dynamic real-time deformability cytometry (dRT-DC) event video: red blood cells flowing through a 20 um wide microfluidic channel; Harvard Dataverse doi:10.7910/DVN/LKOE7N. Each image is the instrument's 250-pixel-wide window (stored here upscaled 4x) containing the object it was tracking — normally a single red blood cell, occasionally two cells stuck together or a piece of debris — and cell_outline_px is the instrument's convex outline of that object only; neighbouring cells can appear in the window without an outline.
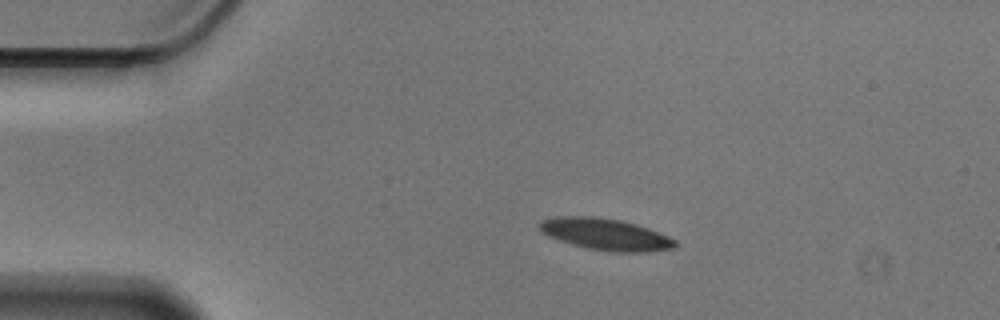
{"species": "Egyptian fruit bat (a non-hibernating species)", "species_latin": "Rousettus aegyptiacus", "temperature_condition": "cold", "stored_images_in_passage": 56, "camera_frame_rate_fps": 3000, "um_per_image_px": 0.085, "animal": {"sex": "male"}, "frame": {"image": 1, "passage_image": 11, "time_ms": 3.333, "image_size_px": [1000, 320], "cell_outline_px": [[676, 248], [648, 252], [612, 252], [588, 248], [572, 244], [548, 236], [536, 224], [544, 220], [556, 216], [592, 216], [620, 220], [636, 224], [660, 232], [676, 240]], "centroid_in_image_um": [51.51, 19.92], "position_along_channel_um": 33.5, "area_um2": 24.97}}
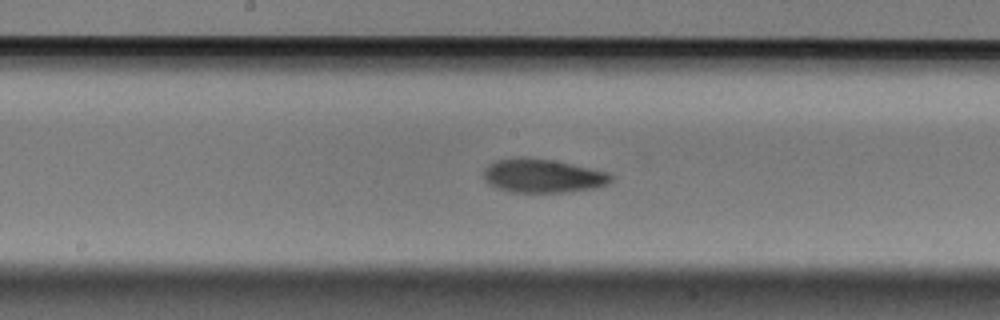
{"frame": {"image": 2, "passage_image": 29, "time_ms": 9.333, "image_size_px": [1000, 320], "cell_outline_px": [[612, 180], [608, 184], [592, 188], [564, 192], [512, 192], [496, 188], [488, 184], [484, 180], [484, 168], [488, 164], [496, 160], [520, 156], [552, 160], [608, 172], [612, 176]], "centroid_in_image_um": [46.07, 14.94], "position_along_channel_um": 202.1, "area_um2": 25.03}}
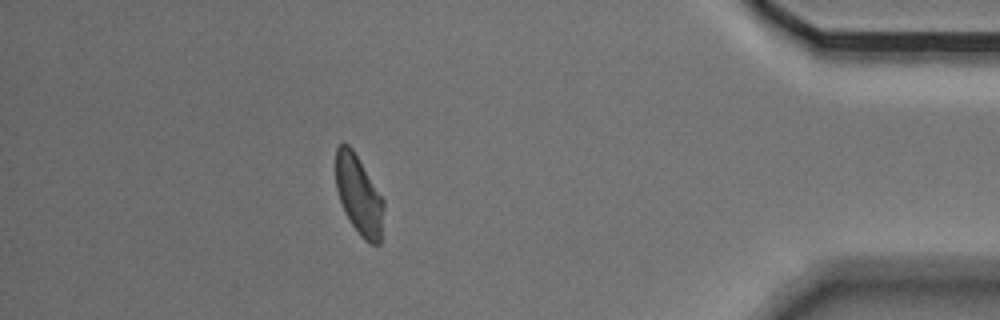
{"frame": {"image": 3, "passage_image": 50, "time_ms": 16.333, "image_size_px": [1000, 320], "cell_outline_px": [[384, 208], [380, 244], [372, 244], [364, 240], [360, 236], [344, 212], [336, 188], [336, 148], [340, 144], [348, 144], [352, 148], [384, 200]], "centroid_in_image_um": [30.5, 16.6], "position_along_channel_um": 404.7, "area_um2": 21.96}, "authors_computed_cell_mechanics": {"area_um2": 23.8136, "velocity_mm_per_s": 3.525, "shape_relaxation_time_tau1_ms": 3.262, "shape_relaxation_time_tau2_ms": 3.8938, "deformation_change_tau1": 0.1122, "deformation_change_tau2": 0.0983}}